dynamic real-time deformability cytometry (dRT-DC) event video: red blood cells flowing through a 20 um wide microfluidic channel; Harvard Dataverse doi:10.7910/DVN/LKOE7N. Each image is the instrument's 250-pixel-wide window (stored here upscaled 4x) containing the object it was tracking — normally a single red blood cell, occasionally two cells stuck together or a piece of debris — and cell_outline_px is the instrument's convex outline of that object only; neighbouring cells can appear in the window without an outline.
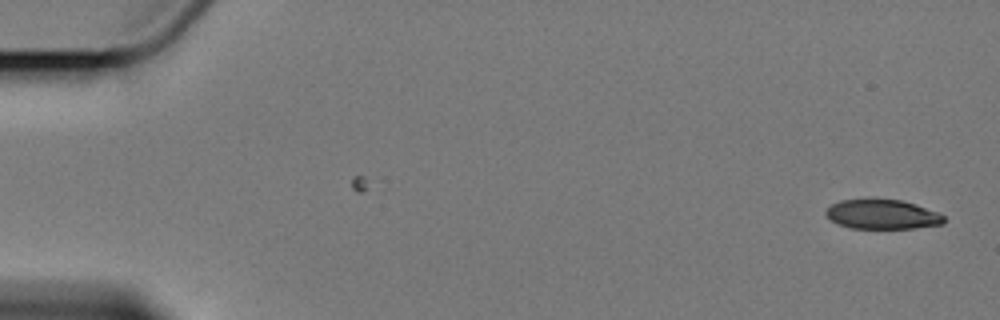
{"species": "Egyptian fruit bat (a non-hibernating species)", "species_latin": "Rousettus aegyptiacus", "temperature_condition": "cold", "stored_images_in_passage": 2, "camera_frame_rate_fps": 3000, "um_per_image_px": 0.085, "animal": {"sex": "female"}, "frame": {"image": 1, "passage_image": 2, "time_ms": 1.333, "image_size_px": [1000, 320], "cell_outline_px": [[944, 224], [912, 228], [848, 228], [836, 224], [824, 212], [832, 204], [840, 200], [904, 200], [916, 204], [936, 212], [944, 216]], "centroid_in_image_um": [74.99, 18.23], "position_along_channel_um": 10.0, "area_um2": 20.06}}